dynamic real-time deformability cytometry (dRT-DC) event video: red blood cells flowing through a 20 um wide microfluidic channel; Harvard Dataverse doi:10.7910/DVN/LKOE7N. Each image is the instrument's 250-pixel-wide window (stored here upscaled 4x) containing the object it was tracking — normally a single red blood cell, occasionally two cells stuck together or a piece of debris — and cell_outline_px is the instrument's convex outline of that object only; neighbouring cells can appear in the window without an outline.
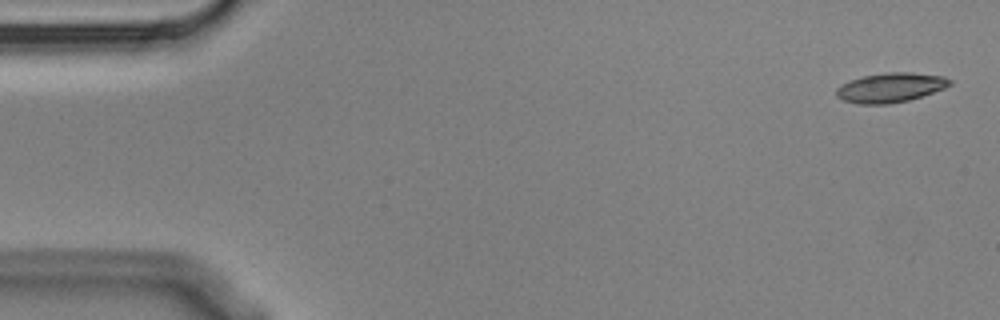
{"species": "Egyptian fruit bat (a non-hibernating species)", "species_latin": "Rousettus aegyptiacus", "temperature_condition": "cold", "stored_images_in_passage": 5, "camera_frame_rate_fps": 3000, "um_per_image_px": 0.085, "animal": {"sex": "male"}, "frame": {"image": 1, "passage_image": 1, "time_ms": 0.0, "image_size_px": [1000, 320], "cell_outline_px": [[952, 84], [944, 88], [908, 100], [888, 104], [860, 104], [844, 100], [836, 96], [836, 88], [840, 84], [864, 76], [888, 72], [912, 72], [944, 76], [952, 80]], "centroid_in_image_um": [75.69, 7.44], "position_along_channel_um": 9.3, "area_um2": 19.36}}
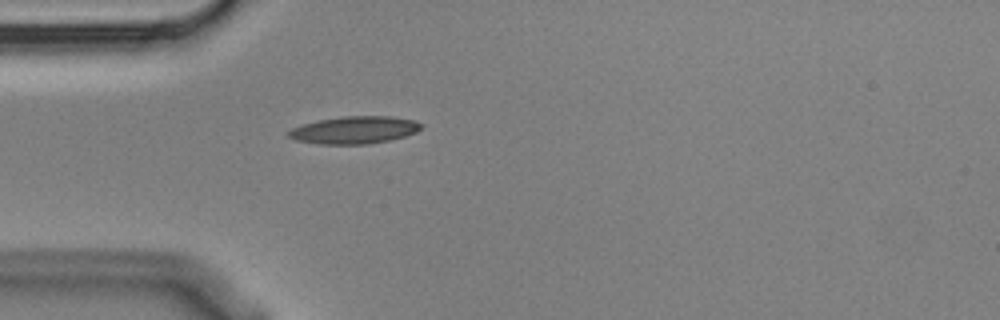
{"frame": {"image": 2, "passage_image": 5, "time_ms": 1.333, "image_size_px": [1000, 320], "cell_outline_px": [[424, 124], [416, 132], [404, 136], [388, 140], [368, 144], [316, 144], [296, 140], [288, 136], [288, 132], [292, 128], [304, 124], [320, 120], [340, 116], [392, 116], [416, 120]], "centroid_in_image_um": [30.15, 11.04], "position_along_channel_um": 54.9, "area_um2": 21.15}}